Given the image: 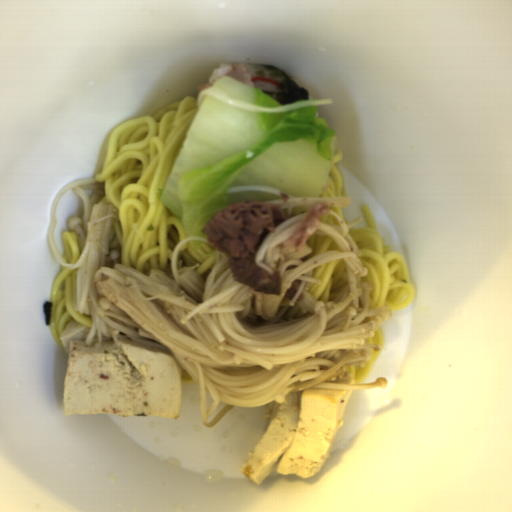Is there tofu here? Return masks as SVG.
<instances>
[{
	"label": "tofu",
	"instance_id": "2",
	"mask_svg": "<svg viewBox=\"0 0 512 512\" xmlns=\"http://www.w3.org/2000/svg\"><path fill=\"white\" fill-rule=\"evenodd\" d=\"M297 395V409L290 392L242 464L240 473L258 485L273 471L310 479L331 453L347 391L308 388Z\"/></svg>",
	"mask_w": 512,
	"mask_h": 512
},
{
	"label": "tofu",
	"instance_id": "1",
	"mask_svg": "<svg viewBox=\"0 0 512 512\" xmlns=\"http://www.w3.org/2000/svg\"><path fill=\"white\" fill-rule=\"evenodd\" d=\"M90 327L70 321L59 336L67 355L66 415L179 418L183 374L174 356L132 339L86 345Z\"/></svg>",
	"mask_w": 512,
	"mask_h": 512
}]
</instances>
